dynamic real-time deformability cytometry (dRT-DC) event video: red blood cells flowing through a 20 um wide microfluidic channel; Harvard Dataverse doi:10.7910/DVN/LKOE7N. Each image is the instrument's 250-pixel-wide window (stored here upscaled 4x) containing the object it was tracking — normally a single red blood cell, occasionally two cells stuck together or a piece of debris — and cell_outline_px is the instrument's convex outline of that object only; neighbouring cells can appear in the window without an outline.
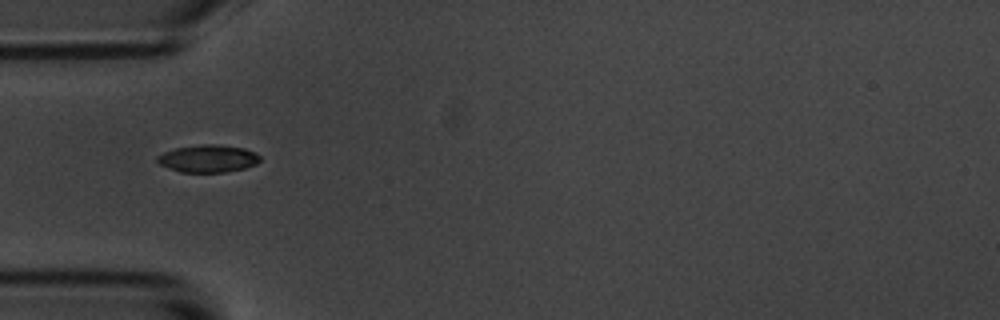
{"species": "common noctule bat (a hibernating species)", "species_latin": "Nyctalus noctula", "temperature_condition": "room temperature", "stored_images_in_passage": 10, "camera_frame_rate_fps": 3000, "um_per_image_px": 0.085, "animal": {"sex": "male", "body_mass_g": 20.1, "forearm_length_mm": 53.5}, "frame": {"image": 1, "passage_image": 4, "time_ms": 3.333, "image_size_px": [1000, 320], "cell_outline_px": [[260, 160], [256, 164], [244, 168], [224, 172], [180, 172], [160, 164], [156, 160], [156, 156], [164, 152], [176, 148], [200, 144], [216, 144], [244, 148], [260, 156]], "centroid_in_image_um": [17.66, 13.47], "position_along_channel_um": 67.3, "area_um2": 16.3}}
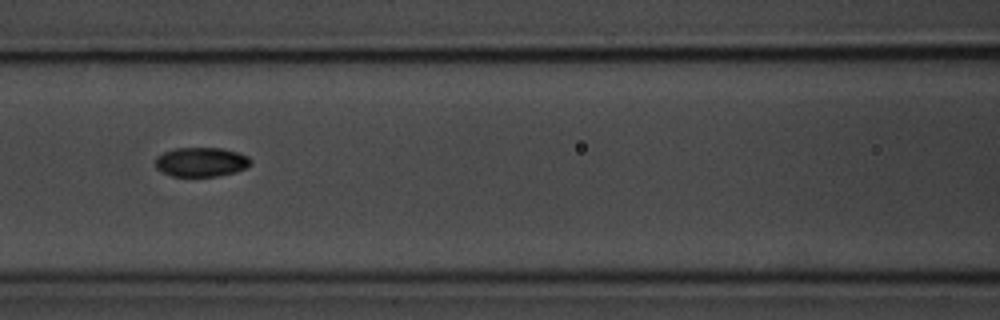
{"frame": {"image": 2, "passage_image": 6, "time_ms": 5.667, "image_size_px": [1000, 320], "cell_outline_px": [[252, 164], [236, 172], [216, 176], [172, 176], [156, 168], [156, 156], [164, 152], [176, 148], [224, 148], [248, 156], [252, 160]], "centroid_in_image_um": [17.12, 13.76], "position_along_channel_um": 149.5, "area_um2": 16.24}}
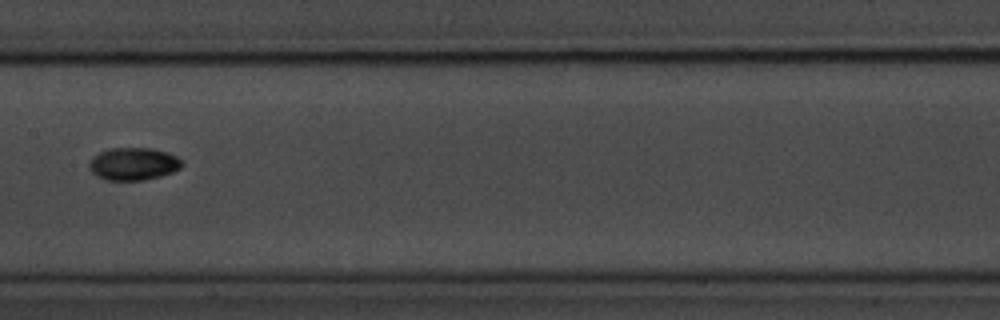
{"frame": {"image": 3, "passage_image": 7, "time_ms": 7.0, "image_size_px": [1000, 320], "cell_outline_px": [[184, 164], [180, 168], [172, 172], [160, 176], [144, 180], [108, 180], [96, 176], [88, 168], [88, 160], [92, 156], [108, 148], [152, 148], [168, 152], [176, 156]], "centroid_in_image_um": [11.3, 13.92], "position_along_channel_um": 196.1, "area_um2": 17.8}}